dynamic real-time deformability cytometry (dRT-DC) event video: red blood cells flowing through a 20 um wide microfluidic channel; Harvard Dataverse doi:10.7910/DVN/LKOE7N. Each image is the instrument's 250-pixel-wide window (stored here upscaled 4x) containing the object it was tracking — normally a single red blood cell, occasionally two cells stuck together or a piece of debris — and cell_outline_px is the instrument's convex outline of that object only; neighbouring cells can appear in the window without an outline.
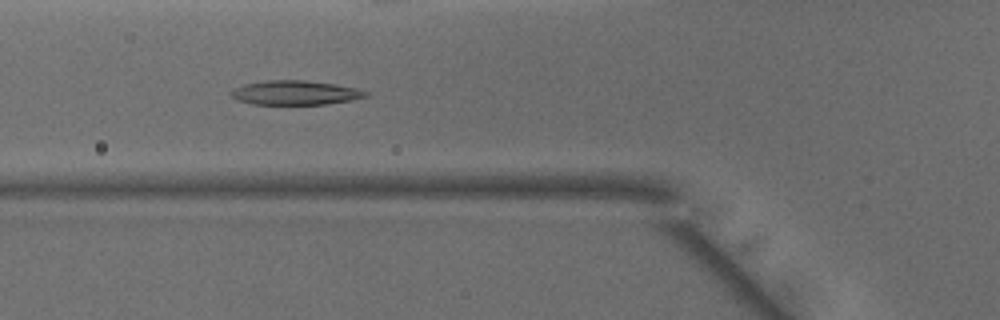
{"species": "common noctule bat (a hibernating species)", "species_latin": "Nyctalus noctula", "temperature_condition": "warm", "stored_images_in_passage": 40, "camera_frame_rate_fps": 3000, "um_per_image_px": 0.085, "animal": {"sex": "male", "body_mass_g": 15.6}, "frame": {"image": 1, "passage_image": 9, "time_ms": 2.667, "image_size_px": [1000, 320], "cell_outline_px": [[368, 96], [352, 100], [324, 104], [252, 104], [236, 100], [232, 96], [232, 88], [244, 84], [268, 80], [304, 80], [332, 84], [356, 88], [368, 92]], "centroid_in_image_um": [25.07, 7.88], "position_along_channel_um": 100.7, "area_um2": 18.9}}
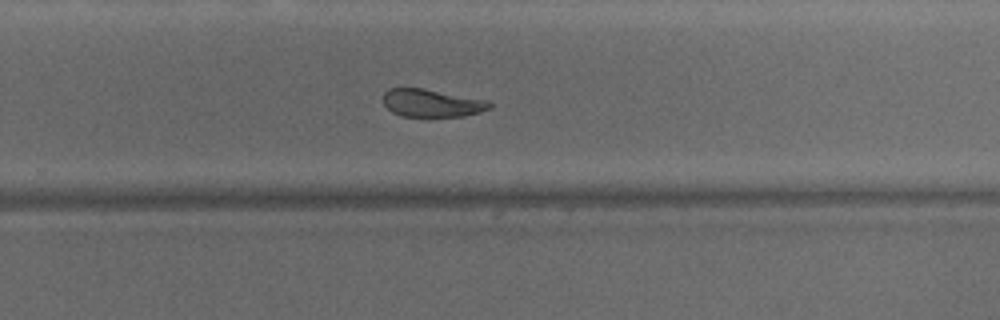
{"frame": {"image": 2, "passage_image": 23, "time_ms": 7.333, "image_size_px": [1000, 320], "cell_outline_px": [[492, 108], [480, 112], [464, 116], [432, 120], [428, 120], [400, 116], [392, 112], [384, 104], [384, 92], [388, 88], [424, 88], [488, 100], [492, 104]], "centroid_in_image_um": [36.72, 8.82], "position_along_channel_um": 293.1, "area_um2": 18.26}}
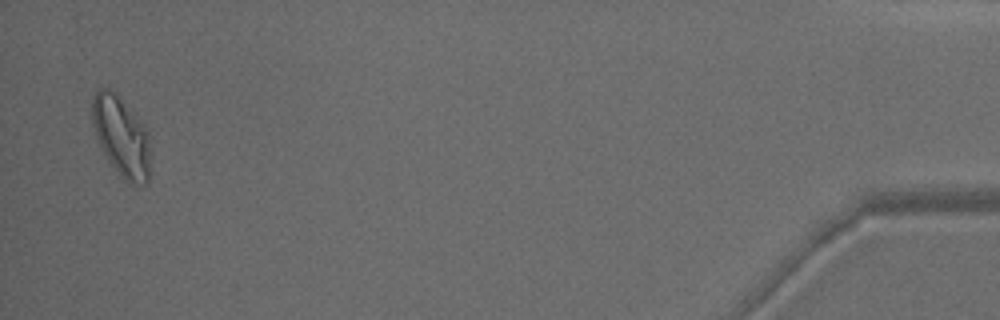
{"frame": {"image": 3, "passage_image": 39, "time_ms": 12.667, "image_size_px": [1000, 320], "cell_outline_px": [[148, 180], [144, 184], [124, 180], [120, 176], [108, 160], [96, 136], [92, 124], [92, 96], [100, 88], [108, 88], [144, 124], [148, 132]], "centroid_in_image_um": [10.28, 11.59], "position_along_channel_um": 424.9, "area_um2": 26.18}, "authors_computed_cell_mechanics": {"area_um2": 19.6231, "velocity_mm_per_s": 4.1359, "shape_relaxation_time_tau1_ms": 4.7961, "shape_relaxation_time_tau2_ms": 2.4372, "deformation_change_tau1": 0.1691, "deformation_change_tau2": 0.0871}}